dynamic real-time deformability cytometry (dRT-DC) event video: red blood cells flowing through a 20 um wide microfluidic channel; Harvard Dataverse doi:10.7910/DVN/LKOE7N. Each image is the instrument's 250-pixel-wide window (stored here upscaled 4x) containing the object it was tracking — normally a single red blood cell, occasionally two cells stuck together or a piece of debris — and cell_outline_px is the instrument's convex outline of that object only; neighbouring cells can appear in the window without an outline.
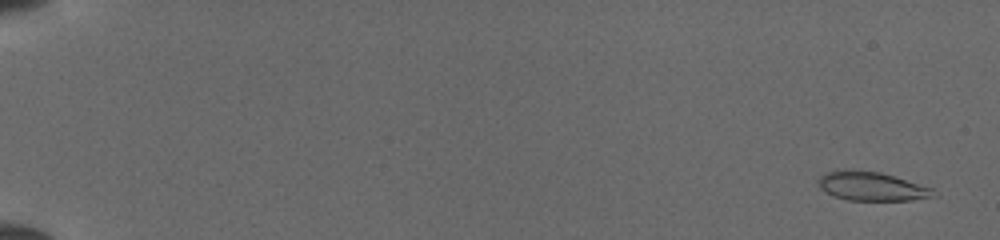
{"species": "common noctule bat (a hibernating species)", "species_latin": "Nyctalus noctula", "temperature_condition": "cold", "stored_images_in_passage": 50, "camera_frame_rate_fps": 3000, "um_per_image_px": 0.085, "animal": {"sex": "female", "body_mass_g": 19.5, "forearm_length_mm": 54.1}, "frame": {"image": 1, "passage_image": 1, "time_ms": 0.0, "image_size_px": [1000, 240], "cell_outline_px": [[940, 196], [912, 200], [848, 200], [836, 196], [820, 188], [816, 180], [820, 176], [836, 168], [880, 172], [932, 188]], "centroid_in_image_um": [74.09, 15.82], "position_along_channel_um": 10.9, "area_um2": 19.42}}
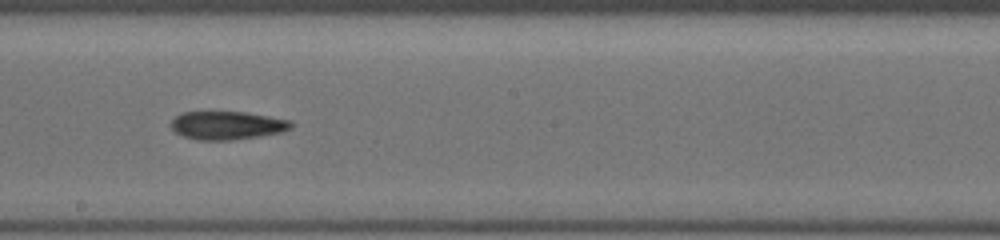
{"frame": {"image": 2, "passage_image": 30, "time_ms": 9.667, "image_size_px": [1000, 240], "cell_outline_px": [[292, 128], [280, 132], [260, 136], [232, 140], [196, 140], [184, 136], [176, 132], [172, 128], [172, 120], [176, 116], [184, 112], [244, 112], [292, 120]], "centroid_in_image_um": [19.33, 10.66], "position_along_channel_um": 228.9, "area_um2": 19.65}}
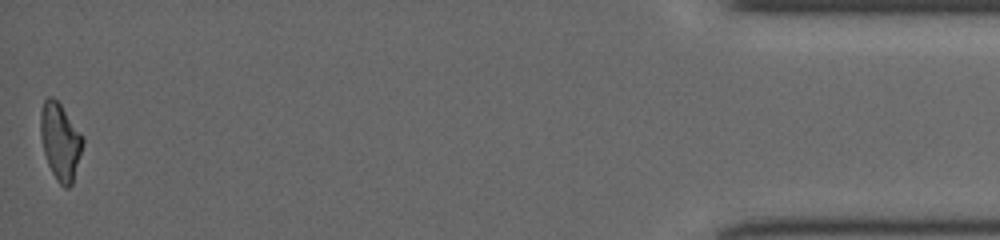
{"frame": {"image": 3, "passage_image": 50, "time_ms": 16.333, "image_size_px": [1000, 240], "cell_outline_px": [[84, 144], [72, 184], [68, 188], [64, 188], [56, 180], [48, 164], [44, 152], [40, 136], [40, 112], [44, 100], [48, 96], [52, 96], [60, 104], [84, 136]], "centroid_in_image_um": [5.13, 12.02], "position_along_channel_um": 430.1, "area_um2": 19.07}}